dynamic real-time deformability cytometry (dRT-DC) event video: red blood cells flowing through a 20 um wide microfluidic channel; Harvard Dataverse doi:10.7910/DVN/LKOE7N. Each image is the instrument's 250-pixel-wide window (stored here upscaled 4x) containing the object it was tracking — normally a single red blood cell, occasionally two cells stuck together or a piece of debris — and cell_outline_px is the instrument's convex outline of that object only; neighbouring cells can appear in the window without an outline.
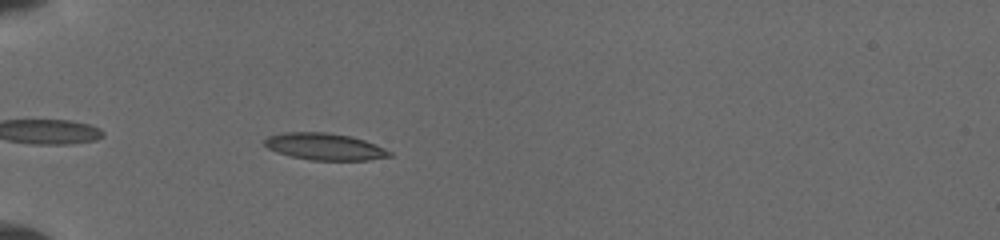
{"species": "common noctule bat (a hibernating species)", "species_latin": "Nyctalus noctula", "temperature_condition": "cold", "stored_images_in_passage": 52, "camera_frame_rate_fps": 3000, "um_per_image_px": 0.085, "animal": {"sex": "female", "body_mass_g": 19.5, "forearm_length_mm": 54.1}, "frame": {"image": 1, "passage_image": 6, "time_ms": 1.333, "image_size_px": [1000, 240], "cell_outline_px": [[392, 156], [368, 160], [312, 160], [292, 156], [276, 152], [268, 148], [264, 144], [264, 140], [268, 136], [284, 132], [324, 132], [352, 136], [364, 140], [384, 148], [392, 152]], "centroid_in_image_um": [27.6, 12.46], "position_along_channel_um": 57.4, "area_um2": 19.48}}
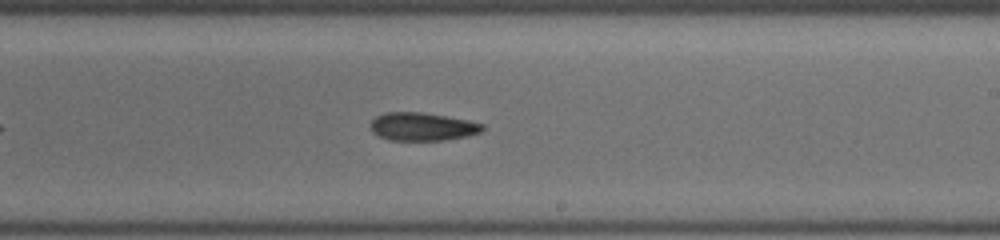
{"frame": {"image": 2, "passage_image": 28, "time_ms": 6.667, "image_size_px": [1000, 240], "cell_outline_px": [[484, 128], [480, 132], [468, 136], [444, 140], [388, 140], [372, 132], [368, 128], [372, 120], [376, 116], [388, 112], [420, 112], [468, 120], [484, 124]], "centroid_in_image_um": [35.87, 10.77], "position_along_channel_um": 253.1, "area_um2": 18.32}}
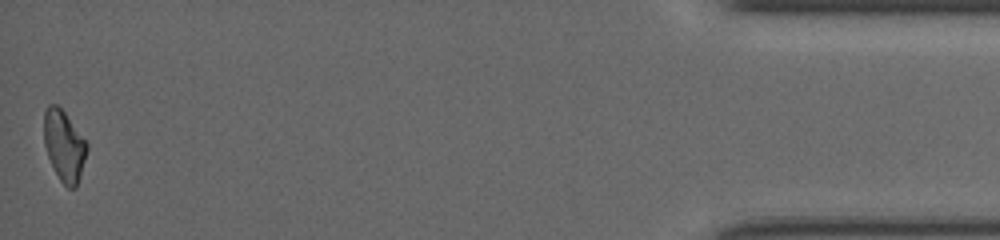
{"frame": {"image": 3, "passage_image": 51, "time_ms": 13.0, "image_size_px": [1000, 240], "cell_outline_px": [[88, 148], [80, 176], [76, 188], [68, 188], [60, 180], [48, 156], [44, 144], [44, 112], [48, 104], [56, 104], [64, 112], [88, 144]], "centroid_in_image_um": [5.45, 12.39], "position_along_channel_um": 429.8, "area_um2": 17.46}}